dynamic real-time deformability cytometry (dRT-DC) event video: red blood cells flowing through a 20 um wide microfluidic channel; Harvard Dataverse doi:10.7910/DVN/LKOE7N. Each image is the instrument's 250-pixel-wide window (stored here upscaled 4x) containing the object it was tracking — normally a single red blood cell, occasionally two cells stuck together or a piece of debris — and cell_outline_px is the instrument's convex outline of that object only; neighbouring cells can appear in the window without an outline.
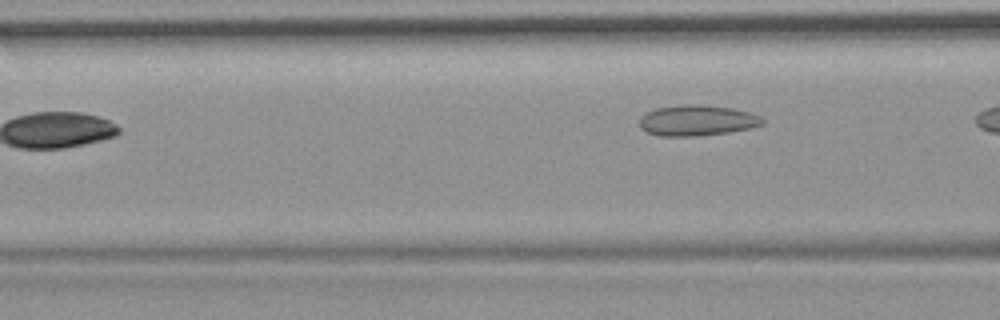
{"species": "common noctule bat (a hibernating species)", "species_latin": "Nyctalus noctula", "temperature_condition": "room temperature", "stored_images_in_passage": 3, "camera_frame_rate_fps": 3000, "um_per_image_px": 0.085, "animal": {"sex": "female", "body_mass_g": 19.9}, "frame": {"image": 1, "passage_image": 3, "time_ms": 3.333, "image_size_px": [1000, 320], "cell_outline_px": [[764, 124], [748, 128], [728, 132], [696, 136], [660, 136], [648, 132], [640, 128], [640, 116], [656, 108], [684, 104], [700, 104], [732, 108], [748, 112], [760, 116], [764, 120]], "centroid_in_image_um": [59.23, 10.23], "position_along_channel_um": 107.4, "area_um2": 21.91}}